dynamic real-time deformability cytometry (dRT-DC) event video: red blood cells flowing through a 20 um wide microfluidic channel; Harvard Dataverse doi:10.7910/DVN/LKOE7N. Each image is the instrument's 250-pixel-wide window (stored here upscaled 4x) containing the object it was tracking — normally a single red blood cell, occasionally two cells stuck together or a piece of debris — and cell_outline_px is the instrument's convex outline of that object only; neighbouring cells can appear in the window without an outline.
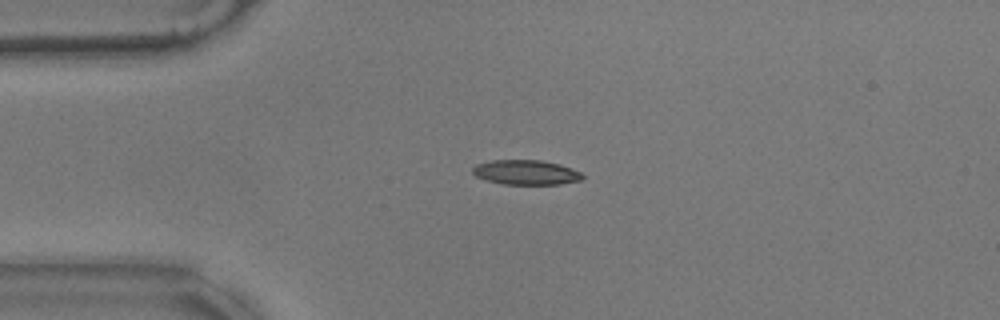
{"species": "common noctule bat (a hibernating species)", "species_latin": "Nyctalus noctula", "temperature_condition": "warm", "stored_images_in_passage": 18, "camera_frame_rate_fps": 3000, "um_per_image_px": 0.085, "animal": {"sex": "male", "body_mass_g": 17.9}, "frame": {"image": 1, "passage_image": 12, "time_ms": 3.667, "image_size_px": [1000, 320], "cell_outline_px": [[584, 176], [580, 180], [560, 184], [504, 184], [488, 180], [476, 176], [472, 172], [472, 168], [476, 164], [492, 160], [540, 160], [560, 164], [572, 168], [580, 172]], "centroid_in_image_um": [44.71, 14.64], "position_along_channel_um": 40.3, "area_um2": 15.72}}